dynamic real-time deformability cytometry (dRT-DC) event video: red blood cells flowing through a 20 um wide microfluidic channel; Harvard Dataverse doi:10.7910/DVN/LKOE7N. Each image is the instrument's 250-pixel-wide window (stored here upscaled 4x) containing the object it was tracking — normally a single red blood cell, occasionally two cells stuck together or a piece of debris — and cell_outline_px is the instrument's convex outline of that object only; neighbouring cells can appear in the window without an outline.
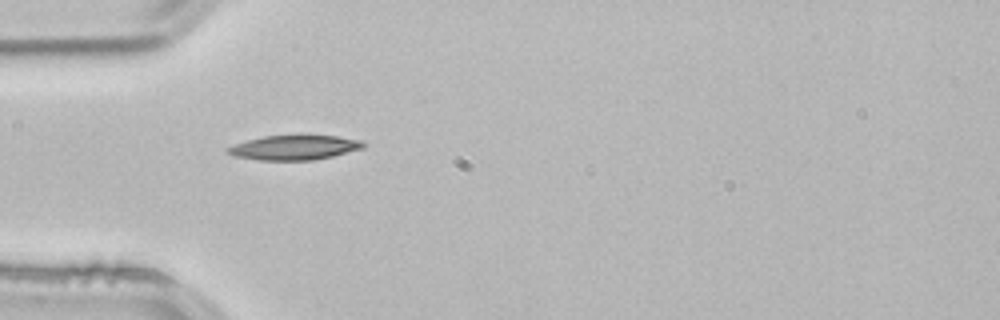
{"species": "common noctule bat (a hibernating species)", "species_latin": "Nyctalus noctula", "temperature_condition": "room temperature", "stored_images_in_passage": 38, "camera_frame_rate_fps": 3000, "um_per_image_px": 0.085, "animal": {"sex": "male", "body_mass_g": 21.5, "forearm_length_mm": 52.0}, "frame": {"image": 1, "passage_image": 1, "time_ms": 0.0, "image_size_px": [1000, 320], "cell_outline_px": [[364, 148], [332, 156], [312, 160], [256, 160], [232, 156], [224, 148], [248, 140], [264, 136], [336, 136], [364, 140]], "centroid_in_image_um": [25.01, 12.55], "position_along_channel_um": 60.0, "area_um2": 19.31}}
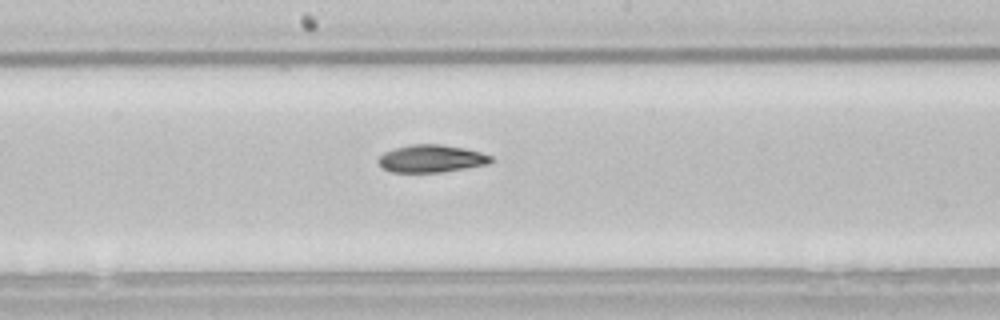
{"frame": {"image": 2, "passage_image": 13, "time_ms": 4.0, "image_size_px": [1000, 320], "cell_outline_px": [[492, 160], [488, 164], [440, 172], [392, 172], [380, 168], [376, 160], [384, 152], [396, 148], [412, 144], [440, 144], [464, 148], [480, 152], [492, 156]], "centroid_in_image_um": [36.61, 13.48], "position_along_channel_um": 211.6, "area_um2": 18.03}}
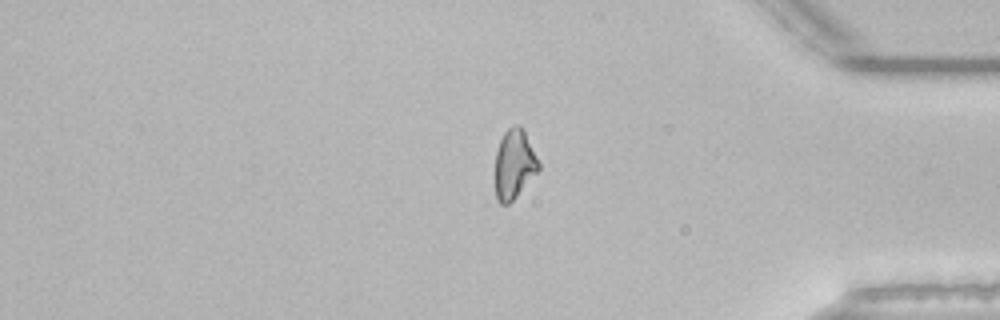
{"frame": {"image": 3, "passage_image": 29, "time_ms": 9.333, "image_size_px": [1000, 320], "cell_outline_px": [[540, 168], [516, 196], [508, 204], [500, 204], [496, 196], [496, 152], [500, 140], [504, 132], [512, 124], [520, 124], [524, 128], [540, 164]], "centroid_in_image_um": [43.71, 13.89], "position_along_channel_um": 391.5, "area_um2": 17.46}, "authors_computed_cell_mechanics": {"area_um2": 18.4382, "velocity_mm_per_s": 3.8445, "shape_relaxation_time_tau1_ms": 5.2637, "shape_relaxation_time_tau2_ms": null, "deformation_change_tau1": 0.1528, "deformation_change_tau2": null}}